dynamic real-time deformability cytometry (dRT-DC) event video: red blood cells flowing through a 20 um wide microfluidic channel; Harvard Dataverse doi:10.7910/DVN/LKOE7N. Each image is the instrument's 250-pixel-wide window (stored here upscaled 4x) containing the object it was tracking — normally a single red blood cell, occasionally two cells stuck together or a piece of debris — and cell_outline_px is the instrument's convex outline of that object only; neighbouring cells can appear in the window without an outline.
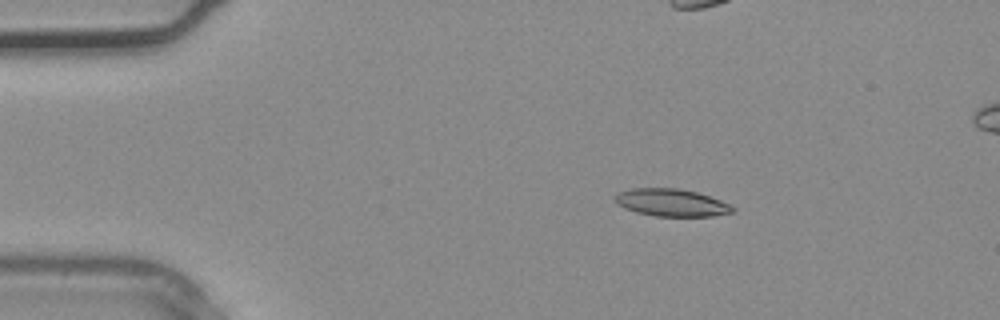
{"species": "common noctule bat (a hibernating species)", "species_latin": "Nyctalus noctula", "temperature_condition": "warm", "stored_images_in_passage": 4, "camera_frame_rate_fps": 3000, "um_per_image_px": 0.085, "animal": {"sex": "male", "body_mass_g": 20.4}, "frame": {"image": 1, "passage_image": 2, "time_ms": 0.333, "image_size_px": [1000, 320], "cell_outline_px": [[736, 208], [732, 212], [712, 216], [656, 216], [636, 212], [624, 208], [616, 204], [612, 196], [620, 192], [632, 188], [680, 188], [696, 192], [720, 200]], "centroid_in_image_um": [57.02, 17.22], "position_along_channel_um": 28.0, "area_um2": 18.79}}